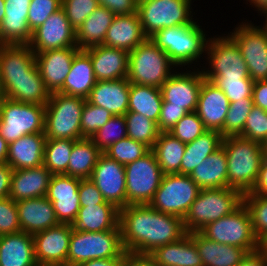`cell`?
Returning <instances> with one entry per match:
<instances>
[{
	"mask_svg": "<svg viewBox=\"0 0 267 266\" xmlns=\"http://www.w3.org/2000/svg\"><path fill=\"white\" fill-rule=\"evenodd\" d=\"M265 28H266V30H267V17H266V20H265V25H263Z\"/></svg>",
	"mask_w": 267,
	"mask_h": 266,
	"instance_id": "70",
	"label": "cell"
},
{
	"mask_svg": "<svg viewBox=\"0 0 267 266\" xmlns=\"http://www.w3.org/2000/svg\"><path fill=\"white\" fill-rule=\"evenodd\" d=\"M91 58L96 81H108L127 78L129 52L105 45L85 50Z\"/></svg>",
	"mask_w": 267,
	"mask_h": 266,
	"instance_id": "22",
	"label": "cell"
},
{
	"mask_svg": "<svg viewBox=\"0 0 267 266\" xmlns=\"http://www.w3.org/2000/svg\"><path fill=\"white\" fill-rule=\"evenodd\" d=\"M203 266H237L248 253L244 248L211 241L200 232H193Z\"/></svg>",
	"mask_w": 267,
	"mask_h": 266,
	"instance_id": "34",
	"label": "cell"
},
{
	"mask_svg": "<svg viewBox=\"0 0 267 266\" xmlns=\"http://www.w3.org/2000/svg\"><path fill=\"white\" fill-rule=\"evenodd\" d=\"M45 142L44 133L24 135L10 142L6 163L13 170L42 166Z\"/></svg>",
	"mask_w": 267,
	"mask_h": 266,
	"instance_id": "30",
	"label": "cell"
},
{
	"mask_svg": "<svg viewBox=\"0 0 267 266\" xmlns=\"http://www.w3.org/2000/svg\"><path fill=\"white\" fill-rule=\"evenodd\" d=\"M115 15L106 7L99 6L76 30L77 47L81 50L103 45L107 30Z\"/></svg>",
	"mask_w": 267,
	"mask_h": 266,
	"instance_id": "37",
	"label": "cell"
},
{
	"mask_svg": "<svg viewBox=\"0 0 267 266\" xmlns=\"http://www.w3.org/2000/svg\"><path fill=\"white\" fill-rule=\"evenodd\" d=\"M128 254L122 244L121 228L86 232L72 228L67 255L68 266H78L93 259L126 258Z\"/></svg>",
	"mask_w": 267,
	"mask_h": 266,
	"instance_id": "5",
	"label": "cell"
},
{
	"mask_svg": "<svg viewBox=\"0 0 267 266\" xmlns=\"http://www.w3.org/2000/svg\"><path fill=\"white\" fill-rule=\"evenodd\" d=\"M250 193L267 195V157L262 160L257 181Z\"/></svg>",
	"mask_w": 267,
	"mask_h": 266,
	"instance_id": "60",
	"label": "cell"
},
{
	"mask_svg": "<svg viewBox=\"0 0 267 266\" xmlns=\"http://www.w3.org/2000/svg\"><path fill=\"white\" fill-rule=\"evenodd\" d=\"M243 196L229 187L201 189L183 219L187 233L199 232L208 223L233 213L243 204Z\"/></svg>",
	"mask_w": 267,
	"mask_h": 266,
	"instance_id": "4",
	"label": "cell"
},
{
	"mask_svg": "<svg viewBox=\"0 0 267 266\" xmlns=\"http://www.w3.org/2000/svg\"><path fill=\"white\" fill-rule=\"evenodd\" d=\"M229 99L223 91L208 80L201 85L196 113L207 130L221 131L224 127Z\"/></svg>",
	"mask_w": 267,
	"mask_h": 266,
	"instance_id": "21",
	"label": "cell"
},
{
	"mask_svg": "<svg viewBox=\"0 0 267 266\" xmlns=\"http://www.w3.org/2000/svg\"><path fill=\"white\" fill-rule=\"evenodd\" d=\"M99 6L106 7L114 15H128L137 12L139 0H97Z\"/></svg>",
	"mask_w": 267,
	"mask_h": 266,
	"instance_id": "57",
	"label": "cell"
},
{
	"mask_svg": "<svg viewBox=\"0 0 267 266\" xmlns=\"http://www.w3.org/2000/svg\"><path fill=\"white\" fill-rule=\"evenodd\" d=\"M4 99H5V94H4V90L2 88V83H1V80H0V105L2 104Z\"/></svg>",
	"mask_w": 267,
	"mask_h": 266,
	"instance_id": "68",
	"label": "cell"
},
{
	"mask_svg": "<svg viewBox=\"0 0 267 266\" xmlns=\"http://www.w3.org/2000/svg\"><path fill=\"white\" fill-rule=\"evenodd\" d=\"M210 82L223 91L230 103L252 98L254 85L252 79H211Z\"/></svg>",
	"mask_w": 267,
	"mask_h": 266,
	"instance_id": "51",
	"label": "cell"
},
{
	"mask_svg": "<svg viewBox=\"0 0 267 266\" xmlns=\"http://www.w3.org/2000/svg\"><path fill=\"white\" fill-rule=\"evenodd\" d=\"M79 50L75 46L35 53L41 78L50 93L58 92L63 87L64 80L70 72L73 58Z\"/></svg>",
	"mask_w": 267,
	"mask_h": 266,
	"instance_id": "20",
	"label": "cell"
},
{
	"mask_svg": "<svg viewBox=\"0 0 267 266\" xmlns=\"http://www.w3.org/2000/svg\"><path fill=\"white\" fill-rule=\"evenodd\" d=\"M200 190L189 175L165 174L149 205L159 212L184 219Z\"/></svg>",
	"mask_w": 267,
	"mask_h": 266,
	"instance_id": "12",
	"label": "cell"
},
{
	"mask_svg": "<svg viewBox=\"0 0 267 266\" xmlns=\"http://www.w3.org/2000/svg\"><path fill=\"white\" fill-rule=\"evenodd\" d=\"M71 224H59L33 234L35 258L38 266L67 265Z\"/></svg>",
	"mask_w": 267,
	"mask_h": 266,
	"instance_id": "17",
	"label": "cell"
},
{
	"mask_svg": "<svg viewBox=\"0 0 267 266\" xmlns=\"http://www.w3.org/2000/svg\"><path fill=\"white\" fill-rule=\"evenodd\" d=\"M102 153L91 138L74 140L67 172L64 175L80 179H90L98 158Z\"/></svg>",
	"mask_w": 267,
	"mask_h": 266,
	"instance_id": "39",
	"label": "cell"
},
{
	"mask_svg": "<svg viewBox=\"0 0 267 266\" xmlns=\"http://www.w3.org/2000/svg\"><path fill=\"white\" fill-rule=\"evenodd\" d=\"M16 205L23 232L33 235L60 224L46 196L17 201Z\"/></svg>",
	"mask_w": 267,
	"mask_h": 266,
	"instance_id": "25",
	"label": "cell"
},
{
	"mask_svg": "<svg viewBox=\"0 0 267 266\" xmlns=\"http://www.w3.org/2000/svg\"><path fill=\"white\" fill-rule=\"evenodd\" d=\"M80 178L52 175L46 198L52 203L57 220L61 224H73L80 209L78 189Z\"/></svg>",
	"mask_w": 267,
	"mask_h": 266,
	"instance_id": "18",
	"label": "cell"
},
{
	"mask_svg": "<svg viewBox=\"0 0 267 266\" xmlns=\"http://www.w3.org/2000/svg\"><path fill=\"white\" fill-rule=\"evenodd\" d=\"M90 180L97 186L106 202L119 210L126 206V174L123 164L102 153Z\"/></svg>",
	"mask_w": 267,
	"mask_h": 266,
	"instance_id": "16",
	"label": "cell"
},
{
	"mask_svg": "<svg viewBox=\"0 0 267 266\" xmlns=\"http://www.w3.org/2000/svg\"><path fill=\"white\" fill-rule=\"evenodd\" d=\"M21 232L16 202L7 197L0 199V236Z\"/></svg>",
	"mask_w": 267,
	"mask_h": 266,
	"instance_id": "54",
	"label": "cell"
},
{
	"mask_svg": "<svg viewBox=\"0 0 267 266\" xmlns=\"http://www.w3.org/2000/svg\"><path fill=\"white\" fill-rule=\"evenodd\" d=\"M5 16V0H0V25Z\"/></svg>",
	"mask_w": 267,
	"mask_h": 266,
	"instance_id": "67",
	"label": "cell"
},
{
	"mask_svg": "<svg viewBox=\"0 0 267 266\" xmlns=\"http://www.w3.org/2000/svg\"><path fill=\"white\" fill-rule=\"evenodd\" d=\"M119 224V209L113 204L80 207L72 228L86 232L113 230Z\"/></svg>",
	"mask_w": 267,
	"mask_h": 266,
	"instance_id": "36",
	"label": "cell"
},
{
	"mask_svg": "<svg viewBox=\"0 0 267 266\" xmlns=\"http://www.w3.org/2000/svg\"><path fill=\"white\" fill-rule=\"evenodd\" d=\"M123 266H154L147 257H137L128 255L123 263Z\"/></svg>",
	"mask_w": 267,
	"mask_h": 266,
	"instance_id": "63",
	"label": "cell"
},
{
	"mask_svg": "<svg viewBox=\"0 0 267 266\" xmlns=\"http://www.w3.org/2000/svg\"><path fill=\"white\" fill-rule=\"evenodd\" d=\"M252 101L255 106L267 111V80L254 82Z\"/></svg>",
	"mask_w": 267,
	"mask_h": 266,
	"instance_id": "58",
	"label": "cell"
},
{
	"mask_svg": "<svg viewBox=\"0 0 267 266\" xmlns=\"http://www.w3.org/2000/svg\"><path fill=\"white\" fill-rule=\"evenodd\" d=\"M239 136L263 143L267 138V111L254 105Z\"/></svg>",
	"mask_w": 267,
	"mask_h": 266,
	"instance_id": "50",
	"label": "cell"
},
{
	"mask_svg": "<svg viewBox=\"0 0 267 266\" xmlns=\"http://www.w3.org/2000/svg\"><path fill=\"white\" fill-rule=\"evenodd\" d=\"M147 38L137 12L115 15L107 30L103 45L130 52Z\"/></svg>",
	"mask_w": 267,
	"mask_h": 266,
	"instance_id": "29",
	"label": "cell"
},
{
	"mask_svg": "<svg viewBox=\"0 0 267 266\" xmlns=\"http://www.w3.org/2000/svg\"><path fill=\"white\" fill-rule=\"evenodd\" d=\"M206 53L210 70H202L204 78L211 79H251L248 67L237 44L227 35L207 38Z\"/></svg>",
	"mask_w": 267,
	"mask_h": 266,
	"instance_id": "13",
	"label": "cell"
},
{
	"mask_svg": "<svg viewBox=\"0 0 267 266\" xmlns=\"http://www.w3.org/2000/svg\"><path fill=\"white\" fill-rule=\"evenodd\" d=\"M237 266H267V258L258 249L247 253Z\"/></svg>",
	"mask_w": 267,
	"mask_h": 266,
	"instance_id": "61",
	"label": "cell"
},
{
	"mask_svg": "<svg viewBox=\"0 0 267 266\" xmlns=\"http://www.w3.org/2000/svg\"><path fill=\"white\" fill-rule=\"evenodd\" d=\"M150 150L151 149L147 145L126 137L111 145L103 153L125 166L141 158Z\"/></svg>",
	"mask_w": 267,
	"mask_h": 266,
	"instance_id": "47",
	"label": "cell"
},
{
	"mask_svg": "<svg viewBox=\"0 0 267 266\" xmlns=\"http://www.w3.org/2000/svg\"><path fill=\"white\" fill-rule=\"evenodd\" d=\"M127 137V128L124 115H115L101 127L91 138L95 145L106 151L111 145Z\"/></svg>",
	"mask_w": 267,
	"mask_h": 266,
	"instance_id": "45",
	"label": "cell"
},
{
	"mask_svg": "<svg viewBox=\"0 0 267 266\" xmlns=\"http://www.w3.org/2000/svg\"><path fill=\"white\" fill-rule=\"evenodd\" d=\"M0 266H38L32 234L21 231L1 235Z\"/></svg>",
	"mask_w": 267,
	"mask_h": 266,
	"instance_id": "31",
	"label": "cell"
},
{
	"mask_svg": "<svg viewBox=\"0 0 267 266\" xmlns=\"http://www.w3.org/2000/svg\"><path fill=\"white\" fill-rule=\"evenodd\" d=\"M96 82L90 55L80 49L73 58L63 87L58 92L87 99Z\"/></svg>",
	"mask_w": 267,
	"mask_h": 266,
	"instance_id": "32",
	"label": "cell"
},
{
	"mask_svg": "<svg viewBox=\"0 0 267 266\" xmlns=\"http://www.w3.org/2000/svg\"><path fill=\"white\" fill-rule=\"evenodd\" d=\"M205 131L207 129L197 113L189 112L174 125L169 133L178 138L182 143L187 144L194 141Z\"/></svg>",
	"mask_w": 267,
	"mask_h": 266,
	"instance_id": "49",
	"label": "cell"
},
{
	"mask_svg": "<svg viewBox=\"0 0 267 266\" xmlns=\"http://www.w3.org/2000/svg\"><path fill=\"white\" fill-rule=\"evenodd\" d=\"M253 106L252 98H244V100L230 103L224 127L220 131L222 136H239L243 132L245 121Z\"/></svg>",
	"mask_w": 267,
	"mask_h": 266,
	"instance_id": "44",
	"label": "cell"
},
{
	"mask_svg": "<svg viewBox=\"0 0 267 266\" xmlns=\"http://www.w3.org/2000/svg\"><path fill=\"white\" fill-rule=\"evenodd\" d=\"M219 131L207 130L194 141L187 143L181 161V174L190 175L203 160L222 146Z\"/></svg>",
	"mask_w": 267,
	"mask_h": 266,
	"instance_id": "38",
	"label": "cell"
},
{
	"mask_svg": "<svg viewBox=\"0 0 267 266\" xmlns=\"http://www.w3.org/2000/svg\"><path fill=\"white\" fill-rule=\"evenodd\" d=\"M185 147V143L169 132L159 133L151 150L164 174H181V161Z\"/></svg>",
	"mask_w": 267,
	"mask_h": 266,
	"instance_id": "41",
	"label": "cell"
},
{
	"mask_svg": "<svg viewBox=\"0 0 267 266\" xmlns=\"http://www.w3.org/2000/svg\"><path fill=\"white\" fill-rule=\"evenodd\" d=\"M259 250L267 258V235L259 242Z\"/></svg>",
	"mask_w": 267,
	"mask_h": 266,
	"instance_id": "66",
	"label": "cell"
},
{
	"mask_svg": "<svg viewBox=\"0 0 267 266\" xmlns=\"http://www.w3.org/2000/svg\"><path fill=\"white\" fill-rule=\"evenodd\" d=\"M99 7L97 0H62L70 25L77 30L84 20Z\"/></svg>",
	"mask_w": 267,
	"mask_h": 266,
	"instance_id": "52",
	"label": "cell"
},
{
	"mask_svg": "<svg viewBox=\"0 0 267 266\" xmlns=\"http://www.w3.org/2000/svg\"><path fill=\"white\" fill-rule=\"evenodd\" d=\"M119 225L125 252L137 257H147L187 234L183 218L159 212L149 204L120 209Z\"/></svg>",
	"mask_w": 267,
	"mask_h": 266,
	"instance_id": "1",
	"label": "cell"
},
{
	"mask_svg": "<svg viewBox=\"0 0 267 266\" xmlns=\"http://www.w3.org/2000/svg\"><path fill=\"white\" fill-rule=\"evenodd\" d=\"M176 67L169 57L149 38L129 52L127 79L130 83L146 86H161L174 74Z\"/></svg>",
	"mask_w": 267,
	"mask_h": 266,
	"instance_id": "7",
	"label": "cell"
},
{
	"mask_svg": "<svg viewBox=\"0 0 267 266\" xmlns=\"http://www.w3.org/2000/svg\"><path fill=\"white\" fill-rule=\"evenodd\" d=\"M243 203L247 207L254 233L259 242L267 235V195L244 194Z\"/></svg>",
	"mask_w": 267,
	"mask_h": 266,
	"instance_id": "46",
	"label": "cell"
},
{
	"mask_svg": "<svg viewBox=\"0 0 267 266\" xmlns=\"http://www.w3.org/2000/svg\"><path fill=\"white\" fill-rule=\"evenodd\" d=\"M80 197V206L87 207L88 205L111 204L106 202L102 193L90 179H81L78 189Z\"/></svg>",
	"mask_w": 267,
	"mask_h": 266,
	"instance_id": "56",
	"label": "cell"
},
{
	"mask_svg": "<svg viewBox=\"0 0 267 266\" xmlns=\"http://www.w3.org/2000/svg\"><path fill=\"white\" fill-rule=\"evenodd\" d=\"M61 7L62 0H31L27 19L31 32Z\"/></svg>",
	"mask_w": 267,
	"mask_h": 266,
	"instance_id": "53",
	"label": "cell"
},
{
	"mask_svg": "<svg viewBox=\"0 0 267 266\" xmlns=\"http://www.w3.org/2000/svg\"><path fill=\"white\" fill-rule=\"evenodd\" d=\"M112 114L105 108L93 105L87 100L81 115V135L83 138H92L93 135L103 127Z\"/></svg>",
	"mask_w": 267,
	"mask_h": 266,
	"instance_id": "48",
	"label": "cell"
},
{
	"mask_svg": "<svg viewBox=\"0 0 267 266\" xmlns=\"http://www.w3.org/2000/svg\"><path fill=\"white\" fill-rule=\"evenodd\" d=\"M227 169L225 149L221 146L197 165L189 176L200 189L228 188Z\"/></svg>",
	"mask_w": 267,
	"mask_h": 266,
	"instance_id": "35",
	"label": "cell"
},
{
	"mask_svg": "<svg viewBox=\"0 0 267 266\" xmlns=\"http://www.w3.org/2000/svg\"><path fill=\"white\" fill-rule=\"evenodd\" d=\"M28 45L34 53L77 46L76 30L70 25L62 7L32 31Z\"/></svg>",
	"mask_w": 267,
	"mask_h": 266,
	"instance_id": "15",
	"label": "cell"
},
{
	"mask_svg": "<svg viewBox=\"0 0 267 266\" xmlns=\"http://www.w3.org/2000/svg\"><path fill=\"white\" fill-rule=\"evenodd\" d=\"M129 91L130 82L127 78L97 81L86 100L105 108L113 116L125 115L129 105Z\"/></svg>",
	"mask_w": 267,
	"mask_h": 266,
	"instance_id": "28",
	"label": "cell"
},
{
	"mask_svg": "<svg viewBox=\"0 0 267 266\" xmlns=\"http://www.w3.org/2000/svg\"><path fill=\"white\" fill-rule=\"evenodd\" d=\"M162 103L160 88L130 83L128 111L140 113L158 123Z\"/></svg>",
	"mask_w": 267,
	"mask_h": 266,
	"instance_id": "40",
	"label": "cell"
},
{
	"mask_svg": "<svg viewBox=\"0 0 267 266\" xmlns=\"http://www.w3.org/2000/svg\"><path fill=\"white\" fill-rule=\"evenodd\" d=\"M227 157L228 187L243 195L251 192L258 175L264 152L262 143L241 136L223 137Z\"/></svg>",
	"mask_w": 267,
	"mask_h": 266,
	"instance_id": "2",
	"label": "cell"
},
{
	"mask_svg": "<svg viewBox=\"0 0 267 266\" xmlns=\"http://www.w3.org/2000/svg\"><path fill=\"white\" fill-rule=\"evenodd\" d=\"M124 116L127 137L143 143L152 149L160 133L157 123L136 112L127 111Z\"/></svg>",
	"mask_w": 267,
	"mask_h": 266,
	"instance_id": "43",
	"label": "cell"
},
{
	"mask_svg": "<svg viewBox=\"0 0 267 266\" xmlns=\"http://www.w3.org/2000/svg\"><path fill=\"white\" fill-rule=\"evenodd\" d=\"M73 145L71 139H46L43 165L53 175L65 174Z\"/></svg>",
	"mask_w": 267,
	"mask_h": 266,
	"instance_id": "42",
	"label": "cell"
},
{
	"mask_svg": "<svg viewBox=\"0 0 267 266\" xmlns=\"http://www.w3.org/2000/svg\"><path fill=\"white\" fill-rule=\"evenodd\" d=\"M204 80L202 70L175 72L160 88L163 100L169 106L182 107L188 113L195 112Z\"/></svg>",
	"mask_w": 267,
	"mask_h": 266,
	"instance_id": "19",
	"label": "cell"
},
{
	"mask_svg": "<svg viewBox=\"0 0 267 266\" xmlns=\"http://www.w3.org/2000/svg\"><path fill=\"white\" fill-rule=\"evenodd\" d=\"M124 167L126 174V206L149 204L165 175L153 151L150 150L141 158Z\"/></svg>",
	"mask_w": 267,
	"mask_h": 266,
	"instance_id": "10",
	"label": "cell"
},
{
	"mask_svg": "<svg viewBox=\"0 0 267 266\" xmlns=\"http://www.w3.org/2000/svg\"><path fill=\"white\" fill-rule=\"evenodd\" d=\"M249 2L251 3L250 5H255L254 7L261 12V15L267 13V0H249Z\"/></svg>",
	"mask_w": 267,
	"mask_h": 266,
	"instance_id": "65",
	"label": "cell"
},
{
	"mask_svg": "<svg viewBox=\"0 0 267 266\" xmlns=\"http://www.w3.org/2000/svg\"><path fill=\"white\" fill-rule=\"evenodd\" d=\"M45 105L5 98L0 105V135L9 144L28 134L44 133Z\"/></svg>",
	"mask_w": 267,
	"mask_h": 266,
	"instance_id": "9",
	"label": "cell"
},
{
	"mask_svg": "<svg viewBox=\"0 0 267 266\" xmlns=\"http://www.w3.org/2000/svg\"><path fill=\"white\" fill-rule=\"evenodd\" d=\"M239 26V27H238ZM228 36L237 44L246 62L249 77L255 81L267 80V30L263 26L243 23Z\"/></svg>",
	"mask_w": 267,
	"mask_h": 266,
	"instance_id": "14",
	"label": "cell"
},
{
	"mask_svg": "<svg viewBox=\"0 0 267 266\" xmlns=\"http://www.w3.org/2000/svg\"><path fill=\"white\" fill-rule=\"evenodd\" d=\"M13 171L7 163H0V199L9 197Z\"/></svg>",
	"mask_w": 267,
	"mask_h": 266,
	"instance_id": "59",
	"label": "cell"
},
{
	"mask_svg": "<svg viewBox=\"0 0 267 266\" xmlns=\"http://www.w3.org/2000/svg\"><path fill=\"white\" fill-rule=\"evenodd\" d=\"M52 173L44 166L14 170L9 198L21 201L46 196Z\"/></svg>",
	"mask_w": 267,
	"mask_h": 266,
	"instance_id": "27",
	"label": "cell"
},
{
	"mask_svg": "<svg viewBox=\"0 0 267 266\" xmlns=\"http://www.w3.org/2000/svg\"><path fill=\"white\" fill-rule=\"evenodd\" d=\"M5 98L26 104L46 105L50 92L46 89L37 64L20 79H0Z\"/></svg>",
	"mask_w": 267,
	"mask_h": 266,
	"instance_id": "24",
	"label": "cell"
},
{
	"mask_svg": "<svg viewBox=\"0 0 267 266\" xmlns=\"http://www.w3.org/2000/svg\"><path fill=\"white\" fill-rule=\"evenodd\" d=\"M191 0H139L137 14L145 35L177 25L194 23Z\"/></svg>",
	"mask_w": 267,
	"mask_h": 266,
	"instance_id": "11",
	"label": "cell"
},
{
	"mask_svg": "<svg viewBox=\"0 0 267 266\" xmlns=\"http://www.w3.org/2000/svg\"><path fill=\"white\" fill-rule=\"evenodd\" d=\"M197 22L163 28L149 39L169 57L175 66L191 65L206 51L208 40ZM181 65V66H180Z\"/></svg>",
	"mask_w": 267,
	"mask_h": 266,
	"instance_id": "3",
	"label": "cell"
},
{
	"mask_svg": "<svg viewBox=\"0 0 267 266\" xmlns=\"http://www.w3.org/2000/svg\"><path fill=\"white\" fill-rule=\"evenodd\" d=\"M199 232L211 241L241 247L248 253L259 249V240L244 203L233 213L208 223Z\"/></svg>",
	"mask_w": 267,
	"mask_h": 266,
	"instance_id": "8",
	"label": "cell"
},
{
	"mask_svg": "<svg viewBox=\"0 0 267 266\" xmlns=\"http://www.w3.org/2000/svg\"><path fill=\"white\" fill-rule=\"evenodd\" d=\"M86 99L60 92L50 94L45 105L46 139H83L81 115Z\"/></svg>",
	"mask_w": 267,
	"mask_h": 266,
	"instance_id": "6",
	"label": "cell"
},
{
	"mask_svg": "<svg viewBox=\"0 0 267 266\" xmlns=\"http://www.w3.org/2000/svg\"><path fill=\"white\" fill-rule=\"evenodd\" d=\"M44 266H68V265H44Z\"/></svg>",
	"mask_w": 267,
	"mask_h": 266,
	"instance_id": "71",
	"label": "cell"
},
{
	"mask_svg": "<svg viewBox=\"0 0 267 266\" xmlns=\"http://www.w3.org/2000/svg\"><path fill=\"white\" fill-rule=\"evenodd\" d=\"M9 144L0 135V163H6Z\"/></svg>",
	"mask_w": 267,
	"mask_h": 266,
	"instance_id": "64",
	"label": "cell"
},
{
	"mask_svg": "<svg viewBox=\"0 0 267 266\" xmlns=\"http://www.w3.org/2000/svg\"><path fill=\"white\" fill-rule=\"evenodd\" d=\"M31 0H5L0 25V44H29L32 32L27 22Z\"/></svg>",
	"mask_w": 267,
	"mask_h": 266,
	"instance_id": "23",
	"label": "cell"
},
{
	"mask_svg": "<svg viewBox=\"0 0 267 266\" xmlns=\"http://www.w3.org/2000/svg\"><path fill=\"white\" fill-rule=\"evenodd\" d=\"M125 258L93 259L78 266H123Z\"/></svg>",
	"mask_w": 267,
	"mask_h": 266,
	"instance_id": "62",
	"label": "cell"
},
{
	"mask_svg": "<svg viewBox=\"0 0 267 266\" xmlns=\"http://www.w3.org/2000/svg\"><path fill=\"white\" fill-rule=\"evenodd\" d=\"M262 150L264 152V157H267V138L265 141L262 143Z\"/></svg>",
	"mask_w": 267,
	"mask_h": 266,
	"instance_id": "69",
	"label": "cell"
},
{
	"mask_svg": "<svg viewBox=\"0 0 267 266\" xmlns=\"http://www.w3.org/2000/svg\"><path fill=\"white\" fill-rule=\"evenodd\" d=\"M36 65L28 44H0V79H20Z\"/></svg>",
	"mask_w": 267,
	"mask_h": 266,
	"instance_id": "33",
	"label": "cell"
},
{
	"mask_svg": "<svg viewBox=\"0 0 267 266\" xmlns=\"http://www.w3.org/2000/svg\"><path fill=\"white\" fill-rule=\"evenodd\" d=\"M147 258L154 266H203L193 241V232L156 248Z\"/></svg>",
	"mask_w": 267,
	"mask_h": 266,
	"instance_id": "26",
	"label": "cell"
},
{
	"mask_svg": "<svg viewBox=\"0 0 267 266\" xmlns=\"http://www.w3.org/2000/svg\"><path fill=\"white\" fill-rule=\"evenodd\" d=\"M188 112L182 107L169 106L163 100L160 117L157 123L159 132H170L174 125Z\"/></svg>",
	"mask_w": 267,
	"mask_h": 266,
	"instance_id": "55",
	"label": "cell"
}]
</instances>
